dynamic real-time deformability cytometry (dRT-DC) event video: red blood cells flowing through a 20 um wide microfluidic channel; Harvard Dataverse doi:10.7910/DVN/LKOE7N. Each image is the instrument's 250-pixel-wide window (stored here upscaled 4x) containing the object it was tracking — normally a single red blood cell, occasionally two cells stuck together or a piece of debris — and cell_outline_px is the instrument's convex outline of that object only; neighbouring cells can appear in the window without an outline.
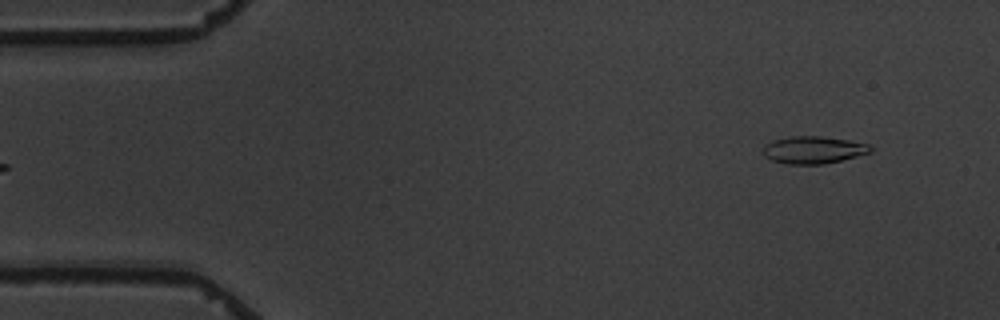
{"species": "common noctule bat (a hibernating species)", "species_latin": "Nyctalus noctula", "temperature_condition": "warm", "stored_images_in_passage": 3, "camera_frame_rate_fps": 3000, "um_per_image_px": 0.085, "animal": {"sex": "male", "body_mass_g": 19.5, "forearm_length_mm": 54.6}, "frame": {"image": 1, "passage_image": 3, "time_ms": 2.333, "image_size_px": [1000, 320], "cell_outline_px": [[872, 152], [824, 164], [788, 164], [772, 160], [764, 156], [764, 144], [776, 140], [792, 136], [820, 136], [848, 140], [868, 144], [872, 148]], "centroid_in_image_um": [69.14, 12.74], "position_along_channel_um": 15.9, "area_um2": 16.88}}